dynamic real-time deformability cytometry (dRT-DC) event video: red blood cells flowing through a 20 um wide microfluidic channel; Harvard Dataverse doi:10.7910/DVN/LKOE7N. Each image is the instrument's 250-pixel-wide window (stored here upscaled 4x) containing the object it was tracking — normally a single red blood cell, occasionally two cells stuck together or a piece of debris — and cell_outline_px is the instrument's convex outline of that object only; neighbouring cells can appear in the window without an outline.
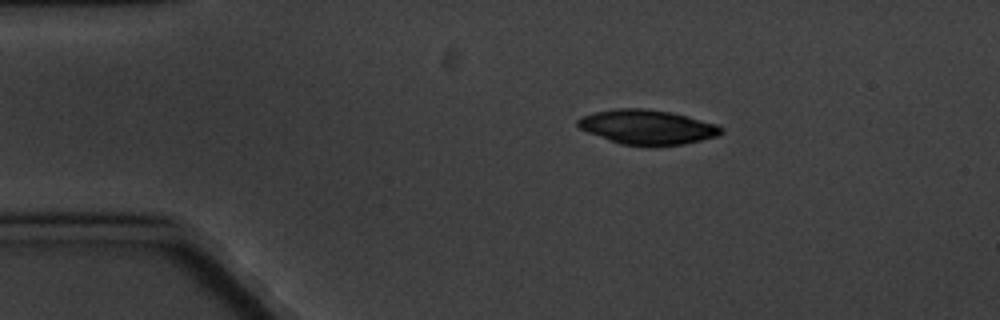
{"species": "common noctule bat (a hibernating species)", "species_latin": "Nyctalus noctula", "temperature_condition": "cold", "stored_images_in_passage": 5, "camera_frame_rate_fps": 3000, "um_per_image_px": 0.085, "animal": {"sex": "male", "body_mass_g": 20.1, "forearm_length_mm": 53.5}, "frame": {"image": 1, "passage_image": 1, "time_ms": 0.0, "image_size_px": [1000, 320], "cell_outline_px": [[724, 132], [716, 136], [684, 144], [620, 144], [588, 132], [580, 128], [576, 124], [576, 120], [580, 116], [596, 112], [616, 108], [644, 108], [668, 112], [688, 116], [716, 124], [724, 128]], "centroid_in_image_um": [55.0, 10.77], "position_along_channel_um": 30.0, "area_um2": 28.32}}